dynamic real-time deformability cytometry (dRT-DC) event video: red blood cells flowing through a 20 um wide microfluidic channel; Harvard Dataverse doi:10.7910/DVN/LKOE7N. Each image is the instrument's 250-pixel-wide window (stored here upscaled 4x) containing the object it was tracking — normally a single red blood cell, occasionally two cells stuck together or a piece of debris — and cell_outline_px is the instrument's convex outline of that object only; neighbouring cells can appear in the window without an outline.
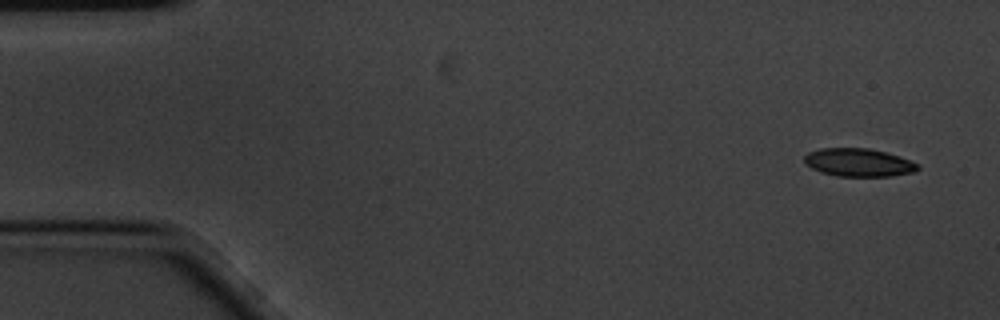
{"species": "common noctule bat (a hibernating species)", "species_latin": "Nyctalus noctula", "temperature_condition": "cold", "stored_images_in_passage": 6, "camera_frame_rate_fps": 3000, "um_per_image_px": 0.085, "animal": {"sex": "male", "body_mass_g": 20.1, "forearm_length_mm": 53.5}, "frame": {"image": 1, "passage_image": 1, "time_ms": 0.0, "image_size_px": [1000, 320], "cell_outline_px": [[920, 168], [916, 172], [892, 176], [836, 176], [820, 172], [804, 164], [804, 156], [808, 152], [820, 148], [868, 148], [900, 156], [920, 164]], "centroid_in_image_um": [72.99, 13.81], "position_along_channel_um": 12.0, "area_um2": 18.79}}
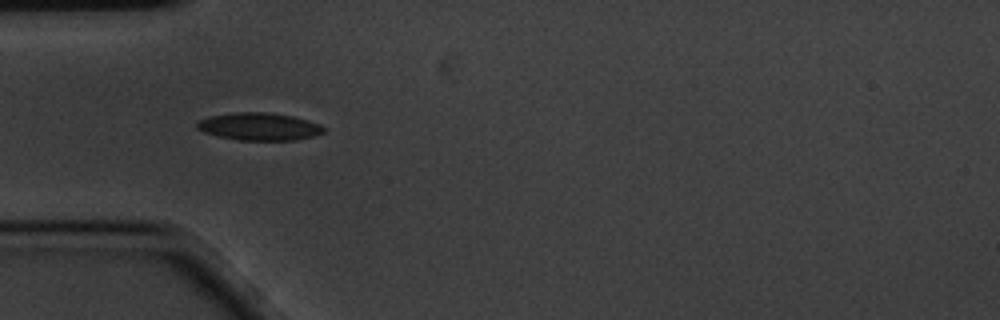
{"frame": {"image": 2, "passage_image": 5, "time_ms": 1.333, "image_size_px": [1000, 320], "cell_outline_px": [[328, 128], [324, 132], [312, 136], [296, 140], [240, 140], [216, 136], [204, 132], [196, 128], [196, 124], [200, 120], [208, 116], [236, 112], [268, 112], [292, 116], [308, 120], [320, 124]], "centroid_in_image_um": [22.04, 10.75], "position_along_channel_um": 63.0, "area_um2": 20.46}}
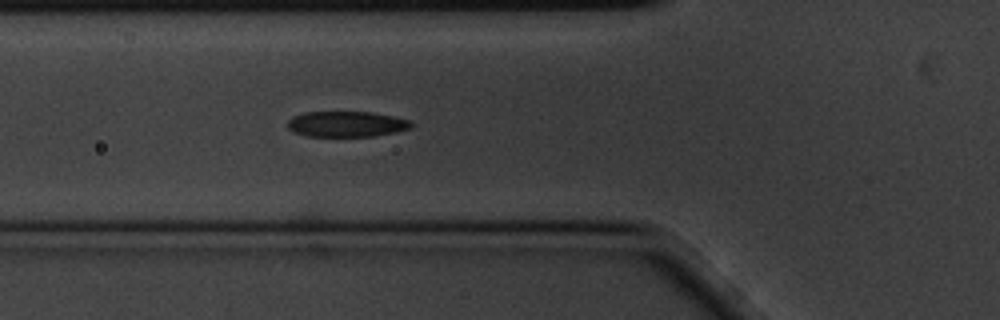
{"frame": {"image": 3, "passage_image": 6, "time_ms": 1.667, "image_size_px": [1000, 320], "cell_outline_px": [[412, 128], [396, 132], [372, 136], [308, 136], [292, 132], [288, 128], [288, 120], [292, 116], [304, 112], [372, 112], [392, 116], [408, 120], [412, 124]], "centroid_in_image_um": [29.42, 10.54], "position_along_channel_um": 96.4, "area_um2": 18.44}}